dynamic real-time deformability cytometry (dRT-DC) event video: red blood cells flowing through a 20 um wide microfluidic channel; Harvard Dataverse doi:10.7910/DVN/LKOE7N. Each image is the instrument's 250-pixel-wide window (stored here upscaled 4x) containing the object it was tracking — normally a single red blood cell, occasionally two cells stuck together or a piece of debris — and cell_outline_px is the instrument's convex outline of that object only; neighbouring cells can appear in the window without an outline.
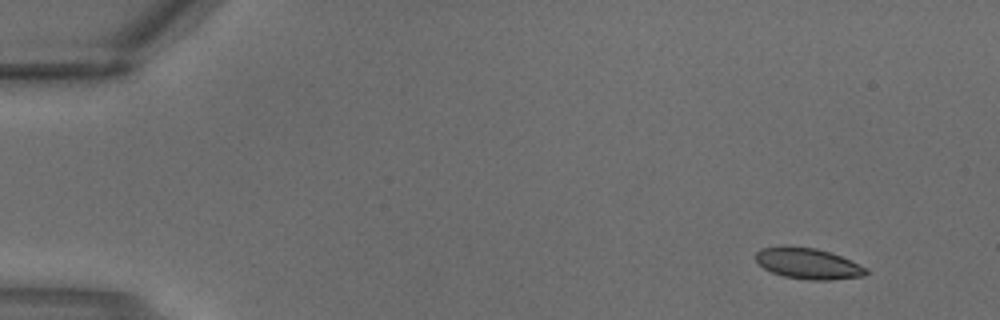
{"species": "common noctule bat (a hibernating species)", "species_latin": "Nyctalus noctula", "temperature_condition": "warm", "stored_images_in_passage": 2, "camera_frame_rate_fps": 3000, "um_per_image_px": 0.085, "animal": {"sex": "male", "body_mass_g": 18.8}, "frame": {"image": 1, "passage_image": 1, "time_ms": 0.0, "image_size_px": [1000, 320], "cell_outline_px": [[868, 272], [864, 276], [828, 280], [808, 280], [784, 276], [772, 272], [764, 268], [756, 260], [756, 252], [760, 248], [780, 244], [788, 244], [816, 248], [840, 256], [868, 268]], "centroid_in_image_um": [68.64, 22.37], "position_along_channel_um": 16.4, "area_um2": 20.17}}
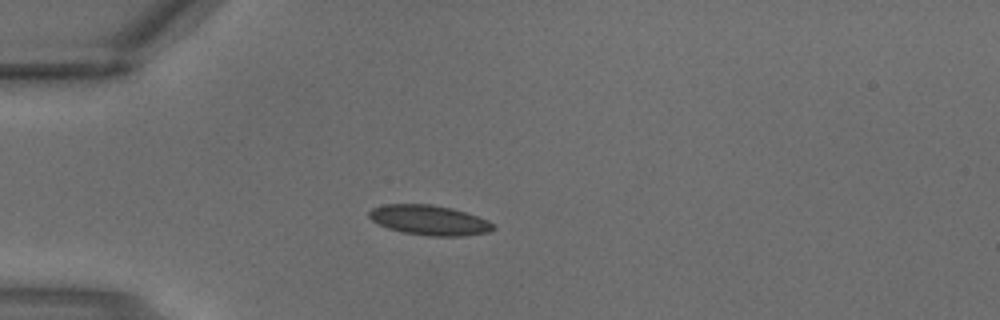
{"frame": {"image": 2, "passage_image": 2, "time_ms": 0.333, "image_size_px": [1000, 320], "cell_outline_px": [[496, 228], [488, 232], [460, 236], [432, 236], [404, 232], [388, 228], [372, 220], [368, 216], [368, 212], [372, 208], [384, 204], [432, 204], [452, 208], [488, 220]], "centroid_in_image_um": [36.47, 18.7], "position_along_channel_um": 48.5, "area_um2": 21.44}}